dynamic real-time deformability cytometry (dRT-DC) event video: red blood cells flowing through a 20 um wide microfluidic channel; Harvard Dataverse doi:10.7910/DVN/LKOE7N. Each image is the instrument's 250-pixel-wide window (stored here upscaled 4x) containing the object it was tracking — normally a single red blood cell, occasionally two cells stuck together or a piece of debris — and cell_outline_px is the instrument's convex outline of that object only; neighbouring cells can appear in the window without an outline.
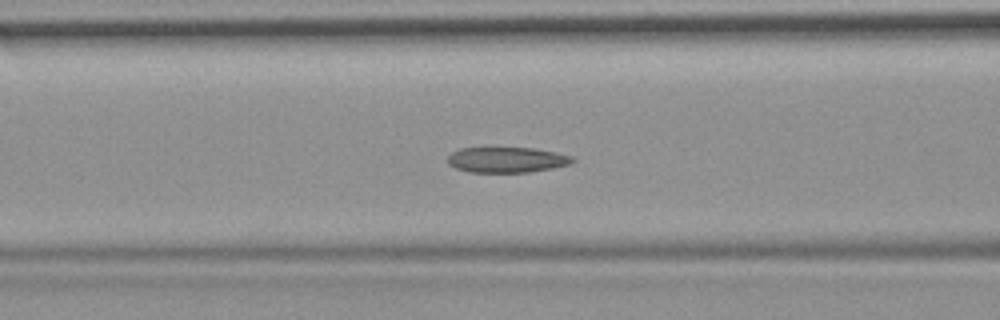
{"species": "common noctule bat (a hibernating species)", "species_latin": "Nyctalus noctula", "temperature_condition": "room temperature", "stored_images_in_passage": 55, "camera_frame_rate_fps": 3000, "um_per_image_px": 0.085, "animal": {"sex": "female", "body_mass_g": 19.9}, "frame": {"image": 1, "passage_image": 23, "time_ms": 7.333, "image_size_px": [1000, 320], "cell_outline_px": [[576, 160], [572, 164], [552, 168], [528, 172], [468, 172], [456, 168], [448, 164], [448, 156], [452, 152], [460, 148], [484, 144], [536, 148], [556, 152], [572, 156]], "centroid_in_image_um": [43.04, 13.52], "position_along_channel_um": 123.6, "area_um2": 19.71}}
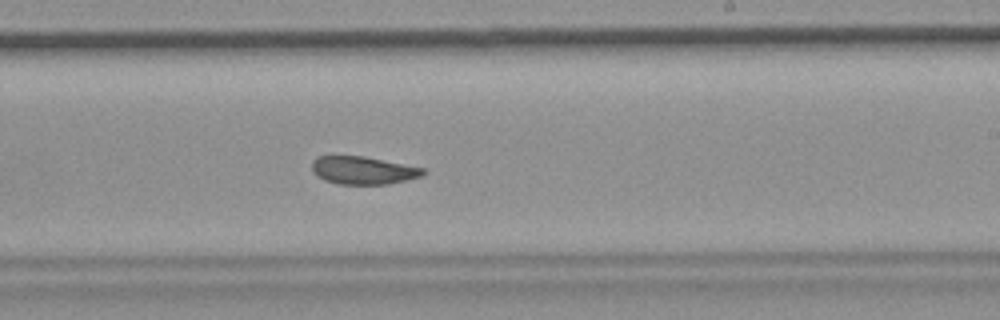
{"frame": {"image": 2, "passage_image": 34, "time_ms": 11.0, "image_size_px": [1000, 320], "cell_outline_px": [[428, 172], [424, 176], [388, 184], [340, 184], [324, 180], [316, 176], [312, 172], [312, 160], [316, 156], [364, 156], [424, 168]], "centroid_in_image_um": [30.87, 14.48], "position_along_channel_um": 258.1, "area_um2": 18.21}}
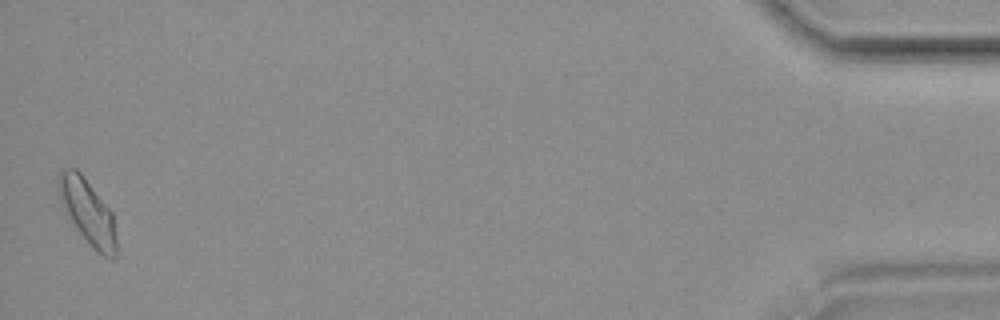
{"frame": {"image": 3, "passage_image": 55, "time_ms": 18.0, "image_size_px": [1000, 320], "cell_outline_px": [[116, 256], [112, 260], [104, 256], [92, 248], [80, 232], [72, 220], [60, 200], [56, 188], [56, 176], [64, 168], [76, 168], [80, 172], [112, 212], [116, 236]], "centroid_in_image_um": [7.44, 17.97], "position_along_channel_um": 427.8, "area_um2": 21.62}, "authors_computed_cell_mechanics": {"area_um2": 19.9988, "velocity_mm_per_s": 3.6885, "shape_relaxation_time_tau1_ms": null, "shape_relaxation_time_tau2_ms": 2.7988, "deformation_change_tau1": null, "deformation_change_tau2": 0.0813}}